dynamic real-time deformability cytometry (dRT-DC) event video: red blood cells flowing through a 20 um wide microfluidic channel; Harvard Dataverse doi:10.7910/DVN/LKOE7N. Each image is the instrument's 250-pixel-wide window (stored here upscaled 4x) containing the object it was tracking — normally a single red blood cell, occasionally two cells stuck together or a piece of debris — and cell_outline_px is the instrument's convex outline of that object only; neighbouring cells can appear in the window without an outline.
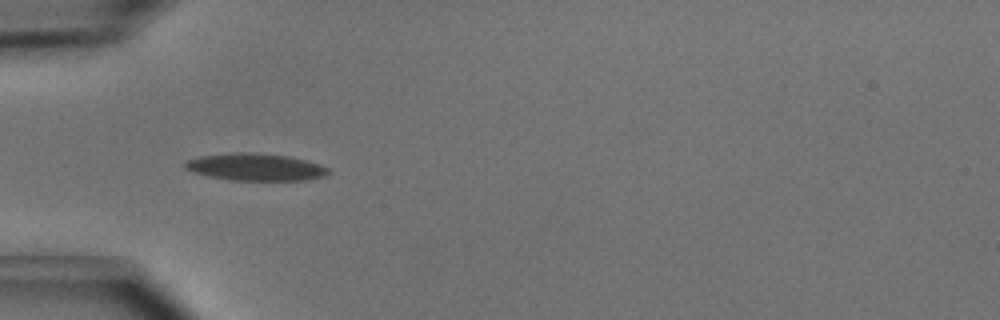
{"species": "common noctule bat (a hibernating species)", "species_latin": "Nyctalus noctula", "temperature_condition": "cold", "stored_images_in_passage": 7, "camera_frame_rate_fps": 3000, "um_per_image_px": 0.085, "animal": {"sex": "male", "body_mass_g": 15.6}, "frame": {"image": 1, "passage_image": 5, "time_ms": 1.333, "image_size_px": [1000, 320], "cell_outline_px": [[328, 172], [324, 176], [304, 180], [232, 180], [208, 176], [192, 172], [184, 168], [184, 160], [200, 156], [236, 152], [248, 152], [288, 156], [320, 164], [328, 168]], "centroid_in_image_um": [21.65, 14.19], "position_along_channel_um": 63.3, "area_um2": 22.6}}
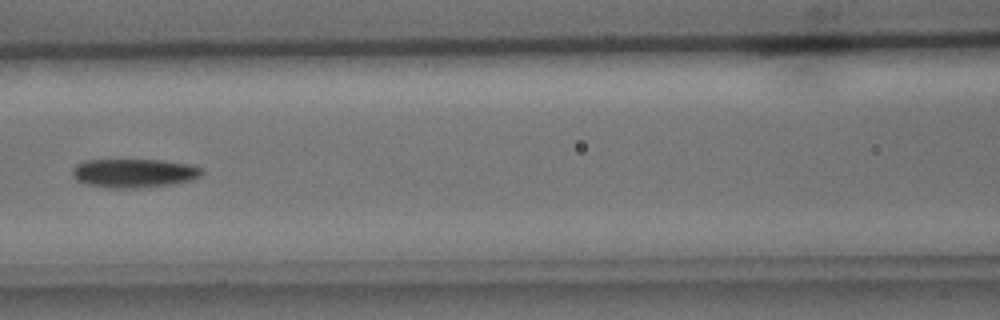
{"frame": {"image": 2, "passage_image": 7, "time_ms": 2.0, "image_size_px": [1000, 320], "cell_outline_px": [[204, 172], [200, 176], [192, 180], [172, 184], [136, 188], [108, 188], [84, 184], [76, 180], [72, 176], [72, 168], [76, 164], [84, 160], [160, 160], [188, 164], [200, 168]], "centroid_in_image_um": [11.33, 14.72], "position_along_channel_um": 155.3, "area_um2": 21.85}}